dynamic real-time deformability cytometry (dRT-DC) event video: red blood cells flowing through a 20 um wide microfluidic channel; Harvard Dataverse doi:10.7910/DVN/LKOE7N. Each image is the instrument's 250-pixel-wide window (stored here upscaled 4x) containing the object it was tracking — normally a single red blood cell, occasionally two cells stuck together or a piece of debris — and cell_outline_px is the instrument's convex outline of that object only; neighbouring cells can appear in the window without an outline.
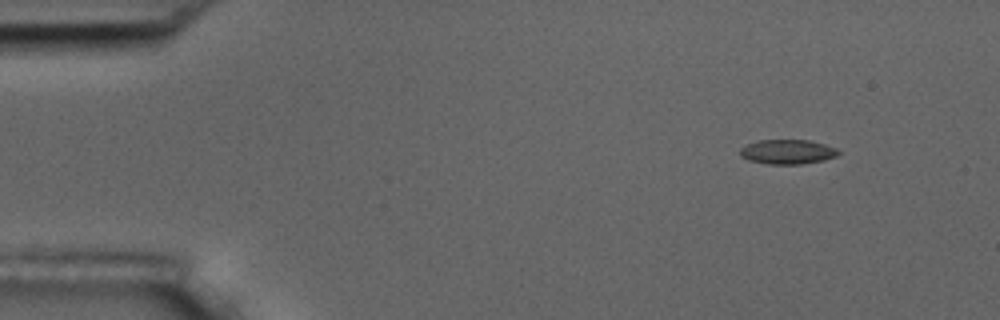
{"species": "common noctule bat (a hibernating species)", "species_latin": "Nyctalus noctula", "temperature_condition": "room temperature", "stored_images_in_passage": 5, "camera_frame_rate_fps": 3000, "um_per_image_px": 0.085, "animal": {"sex": "male", "body_mass_g": 17.5, "forearm_length_mm": 52.3}, "frame": {"image": 1, "passage_image": 1, "time_ms": 0.0, "image_size_px": [1000, 320], "cell_outline_px": [[840, 152], [836, 156], [824, 160], [800, 164], [768, 164], [748, 160], [740, 156], [740, 148], [748, 144], [760, 140], [808, 140], [824, 144], [836, 148]], "centroid_in_image_um": [66.93, 12.91], "position_along_channel_um": 18.1, "area_um2": 13.99}}
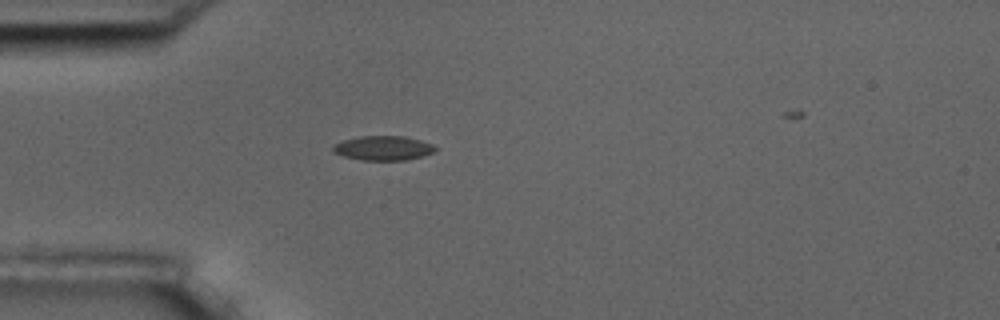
{"frame": {"image": 2, "passage_image": 4, "time_ms": 3.333, "image_size_px": [1000, 320], "cell_outline_px": [[440, 148], [432, 152], [420, 156], [404, 160], [360, 160], [344, 156], [332, 152], [332, 144], [344, 140], [360, 136], [404, 136], [420, 140], [432, 144]], "centroid_in_image_um": [32.54, 12.58], "position_along_channel_um": 52.5, "area_um2": 14.57}}